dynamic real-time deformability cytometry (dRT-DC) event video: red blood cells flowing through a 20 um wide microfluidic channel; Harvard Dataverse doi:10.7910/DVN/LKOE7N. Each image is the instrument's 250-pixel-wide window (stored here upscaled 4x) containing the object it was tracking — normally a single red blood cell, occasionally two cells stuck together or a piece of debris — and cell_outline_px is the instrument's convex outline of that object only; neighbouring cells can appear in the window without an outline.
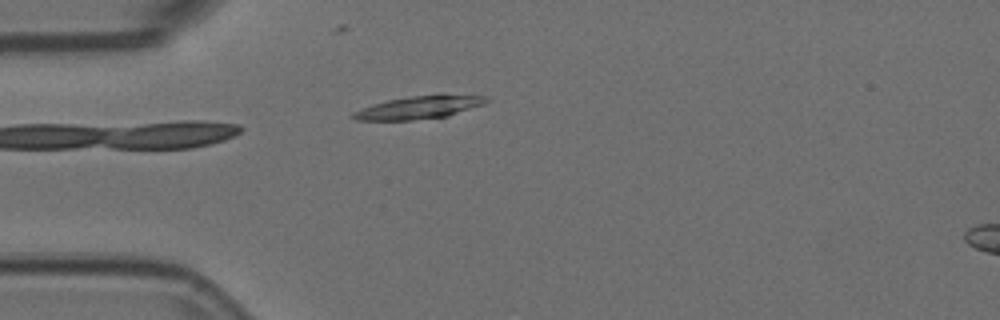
{"species": "Egyptian fruit bat (a non-hibernating species)", "species_latin": "Rousettus aegyptiacus", "temperature_condition": "room temperature", "stored_images_in_passage": 1, "camera_frame_rate_fps": 3000, "um_per_image_px": 0.085, "animal": {"sex": "female"}, "frame": {"image": 1, "passage_image": 1, "time_ms": 0.0, "image_size_px": [1000, 320], "cell_outline_px": [[492, 100], [484, 104], [448, 116], [412, 120], [356, 120], [348, 116], [352, 112], [388, 100], [412, 96], [440, 92], [444, 92], [488, 96]], "centroid_in_image_um": [35.75, 9.09], "position_along_channel_um": 49.2, "area_um2": 18.32}}